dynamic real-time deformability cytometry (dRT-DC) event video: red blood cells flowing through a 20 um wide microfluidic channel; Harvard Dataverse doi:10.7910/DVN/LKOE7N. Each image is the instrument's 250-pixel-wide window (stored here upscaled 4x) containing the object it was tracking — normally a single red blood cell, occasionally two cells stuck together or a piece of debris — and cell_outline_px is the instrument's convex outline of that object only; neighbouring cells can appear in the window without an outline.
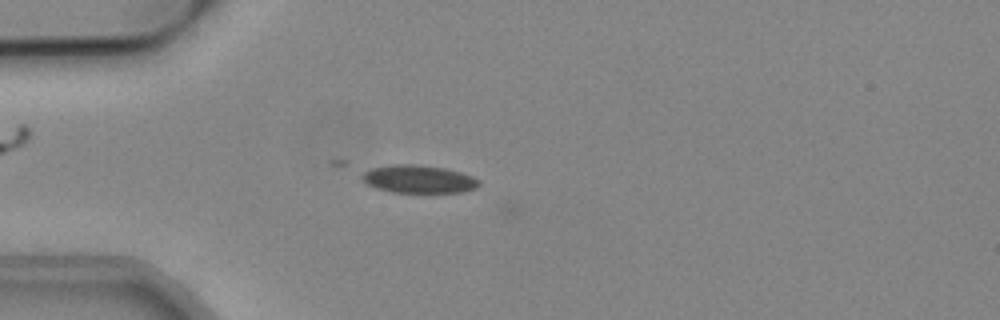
{"species": "common noctule bat (a hibernating species)", "species_latin": "Nyctalus noctula", "temperature_condition": "cold", "stored_images_in_passage": 10, "camera_frame_rate_fps": 3000, "um_per_image_px": 0.085, "animal": {"sex": "male", "body_mass_g": 19.2, "forearm_length_mm": 51.8}, "frame": {"image": 1, "passage_image": 1, "time_ms": 0.0, "image_size_px": [1000, 320], "cell_outline_px": [[480, 184], [476, 188], [464, 192], [392, 192], [376, 188], [368, 184], [360, 176], [364, 172], [372, 168], [396, 164], [412, 164], [444, 168], [460, 172], [472, 176], [480, 180]], "centroid_in_image_um": [35.61, 15.23], "position_along_channel_um": 49.4, "area_um2": 18.84}}
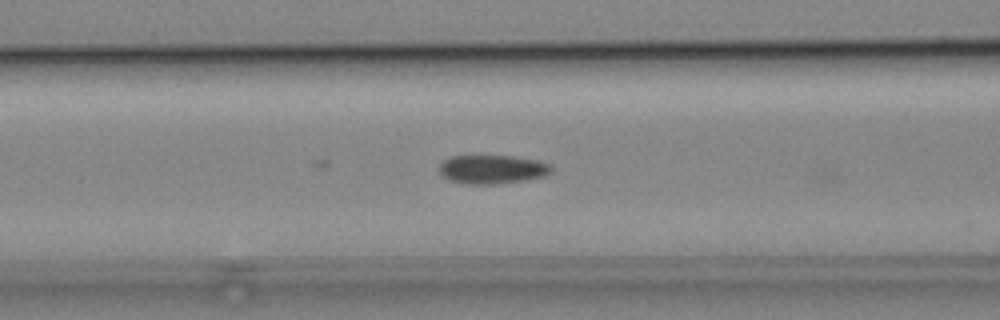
{"frame": {"image": 2, "passage_image": 8, "time_ms": 2.333, "image_size_px": [1000, 320], "cell_outline_px": [[552, 172], [544, 176], [524, 180], [492, 184], [468, 184], [452, 180], [444, 176], [440, 172], [440, 164], [444, 160], [452, 156], [512, 156], [536, 160], [552, 164]], "centroid_in_image_um": [41.88, 14.38], "position_along_channel_um": 124.7, "area_um2": 18.55}}